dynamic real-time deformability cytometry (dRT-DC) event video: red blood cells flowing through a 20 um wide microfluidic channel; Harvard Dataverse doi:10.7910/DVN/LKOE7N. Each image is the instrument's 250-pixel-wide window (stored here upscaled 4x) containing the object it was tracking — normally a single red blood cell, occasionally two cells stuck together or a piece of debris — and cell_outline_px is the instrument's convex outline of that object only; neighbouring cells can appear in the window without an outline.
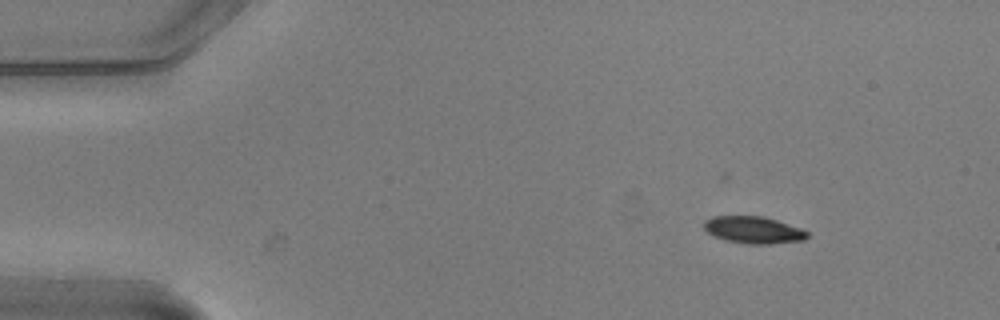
{"species": "common noctule bat (a hibernating species)", "species_latin": "Nyctalus noctula", "temperature_condition": "warm", "stored_images_in_passage": 8, "camera_frame_rate_fps": 3000, "um_per_image_px": 0.085, "animal": {"sex": "male", "body_mass_g": 20.5, "forearm_length_mm": 52.5}, "frame": {"image": 1, "passage_image": 1, "time_ms": 0.0, "image_size_px": [1000, 320], "cell_outline_px": [[808, 236], [804, 240], [768, 244], [748, 244], [724, 240], [708, 232], [704, 228], [704, 220], [712, 216], [764, 216], [800, 228], [808, 232]], "centroid_in_image_um": [64.03, 19.54], "position_along_channel_um": 21.0, "area_um2": 16.18}}
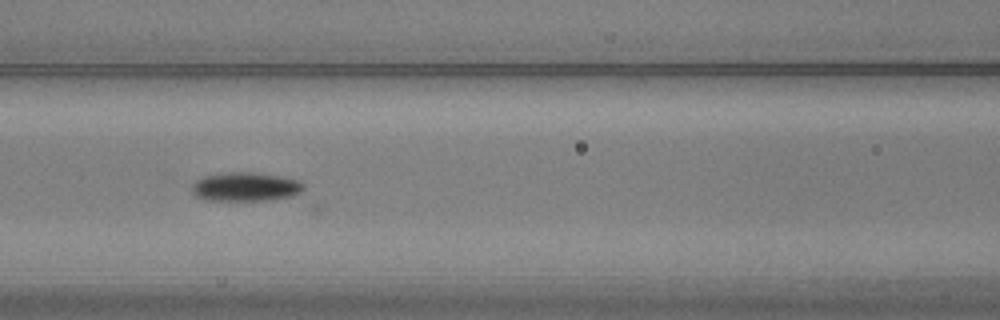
{"frame": {"image": 2, "passage_image": 6, "time_ms": 1.667, "image_size_px": [1000, 320], "cell_outline_px": [[304, 188], [300, 192], [292, 196], [272, 200], [204, 200], [196, 196], [192, 192], [192, 184], [196, 180], [204, 176], [228, 172], [252, 172], [284, 176], [300, 180], [304, 184]], "centroid_in_image_um": [20.89, 15.87], "position_along_channel_um": 145.7, "area_um2": 19.02}}
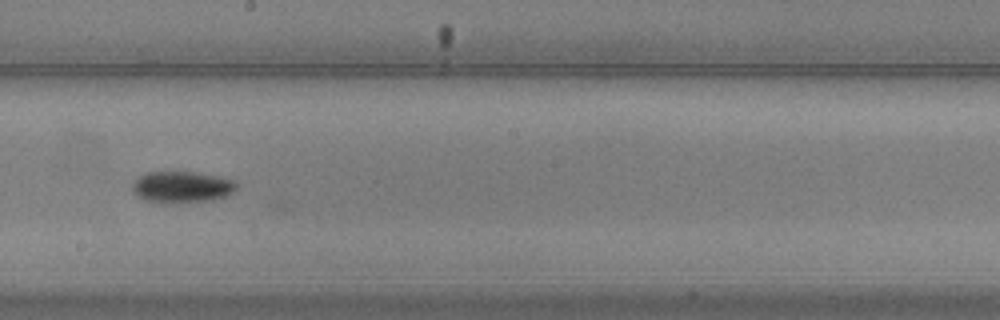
{"frame": {"image": 3, "passage_image": 8, "time_ms": 2.333, "image_size_px": [1000, 320], "cell_outline_px": [[236, 188], [232, 192], [224, 196], [212, 200], [148, 200], [132, 192], [132, 184], [140, 176], [148, 172], [196, 172], [220, 176], [236, 180]], "centroid_in_image_um": [15.51, 15.83], "position_along_channel_um": 232.7, "area_um2": 18.15}}